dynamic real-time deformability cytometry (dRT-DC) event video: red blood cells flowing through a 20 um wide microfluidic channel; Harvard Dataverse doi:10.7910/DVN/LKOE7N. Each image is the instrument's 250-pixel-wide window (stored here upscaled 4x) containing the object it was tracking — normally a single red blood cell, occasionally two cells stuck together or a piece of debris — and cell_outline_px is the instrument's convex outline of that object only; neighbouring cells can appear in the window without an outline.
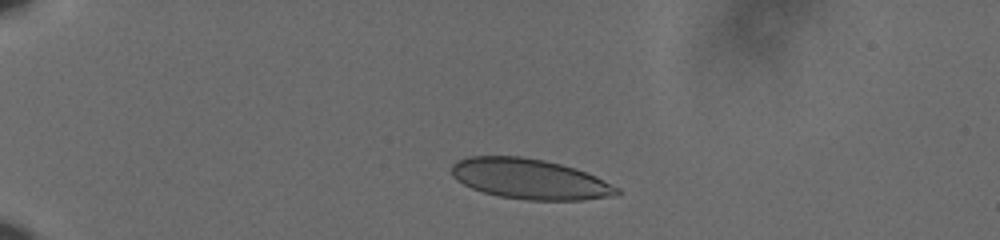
{"species": "human", "species_latin": "Homo sapiens", "temperature_condition": "cold", "stored_images_in_passage": 45, "camera_frame_rate_fps": 3000, "um_per_image_px": 0.085, "donor": {"sex": "male"}, "frame": {"image": 1, "passage_image": 1, "time_ms": 0.0, "image_size_px": [1000, 240], "cell_outline_px": [[620, 192], [616, 196], [584, 200], [524, 200], [500, 196], [484, 192], [472, 188], [456, 180], [452, 176], [452, 164], [456, 160], [468, 156], [520, 156], [544, 160], [576, 168], [596, 176], [620, 188]], "centroid_in_image_um": [45.04, 15.21], "position_along_channel_um": 40.0, "area_um2": 39.02}}
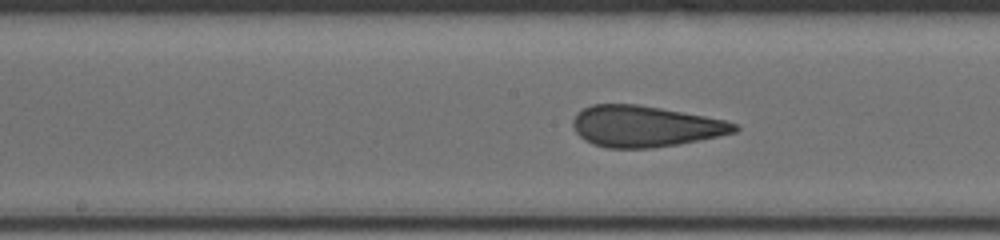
{"frame": {"image": 2, "passage_image": 19, "time_ms": 6.0, "image_size_px": [1000, 240], "cell_outline_px": [[740, 128], [736, 132], [720, 136], [680, 144], [652, 148], [608, 148], [592, 144], [584, 140], [576, 132], [572, 124], [572, 120], [576, 112], [592, 104], [636, 104], [660, 108], [704, 116], [724, 120], [736, 124]], "centroid_in_image_um": [54.81, 10.74], "position_along_channel_um": 193.4, "area_um2": 38.78}}
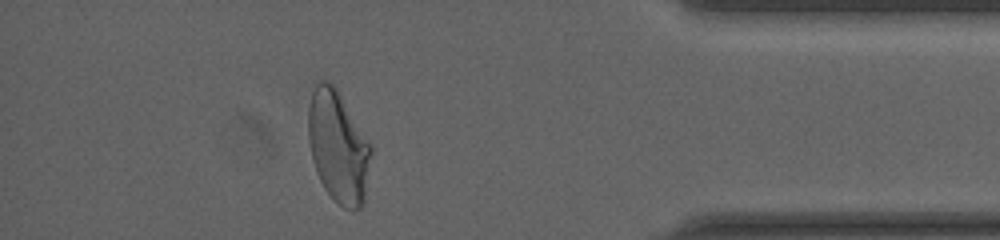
{"frame": {"image": 3, "passage_image": 39, "time_ms": 12.667, "image_size_px": [1000, 240], "cell_outline_px": [[372, 152], [364, 204], [360, 208], [344, 208], [336, 204], [332, 200], [324, 188], [316, 172], [312, 160], [308, 140], [308, 108], [312, 80], [328, 80], [336, 88], [372, 144]], "centroid_in_image_um": [28.72, 12.44], "position_along_channel_um": 406.5, "area_um2": 41.79}, "authors_computed_cell_mechanics": {"area_um2": 39.1884, "velocity_mm_per_s": 3.6231, "shape_relaxation_time_tau1_ms": null, "shape_relaxation_time_tau2_ms": 0.9845, "deformation_change_tau1": null, "deformation_change_tau2": 0.0998}}